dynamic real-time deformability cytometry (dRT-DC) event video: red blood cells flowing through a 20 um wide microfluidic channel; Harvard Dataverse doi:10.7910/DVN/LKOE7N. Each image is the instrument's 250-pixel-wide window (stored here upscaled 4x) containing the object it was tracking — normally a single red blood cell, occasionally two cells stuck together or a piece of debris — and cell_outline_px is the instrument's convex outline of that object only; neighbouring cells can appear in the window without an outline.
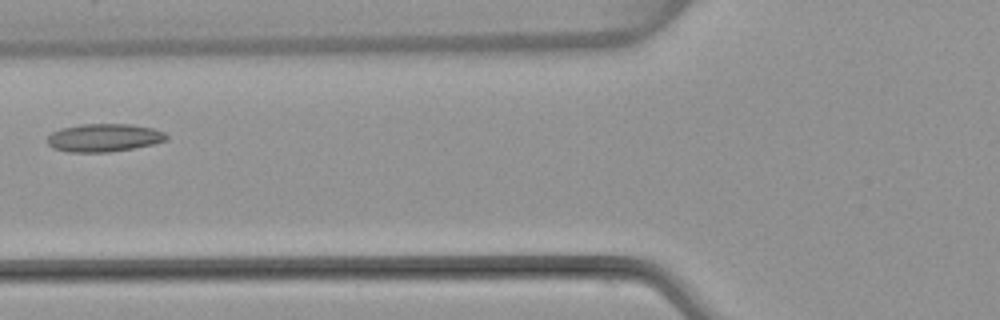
{"species": "common noctule bat (a hibernating species)", "species_latin": "Nyctalus noctula", "temperature_condition": "warm", "stored_images_in_passage": 4, "camera_frame_rate_fps": 3000, "um_per_image_px": 0.085, "animal": {"sex": "female", "body_mass_g": 22.7, "forearm_length_mm": 54.2}, "frame": {"image": 1, "passage_image": 3, "time_ms": 2.667, "image_size_px": [1000, 320], "cell_outline_px": [[168, 140], [152, 144], [132, 148], [108, 152], [68, 152], [52, 148], [48, 144], [48, 136], [52, 132], [60, 128], [80, 124], [132, 124], [152, 128], [164, 132], [168, 136]], "centroid_in_image_um": [8.82, 11.7], "position_along_channel_um": 117.0, "area_um2": 19.48}}
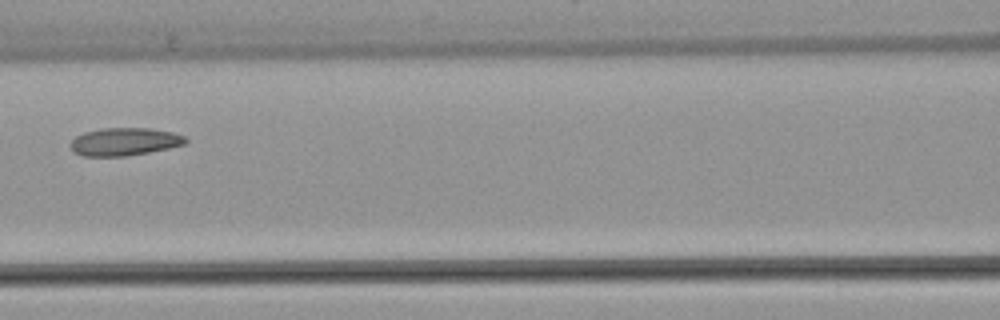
{"frame": {"image": 2, "passage_image": 4, "time_ms": 3.667, "image_size_px": [1000, 320], "cell_outline_px": [[188, 140], [184, 144], [168, 148], [128, 156], [80, 156], [72, 152], [72, 140], [76, 136], [84, 132], [104, 128], [152, 128], [172, 132], [184, 136]], "centroid_in_image_um": [10.57, 12.04], "position_along_channel_um": 156.0, "area_um2": 18.61}}